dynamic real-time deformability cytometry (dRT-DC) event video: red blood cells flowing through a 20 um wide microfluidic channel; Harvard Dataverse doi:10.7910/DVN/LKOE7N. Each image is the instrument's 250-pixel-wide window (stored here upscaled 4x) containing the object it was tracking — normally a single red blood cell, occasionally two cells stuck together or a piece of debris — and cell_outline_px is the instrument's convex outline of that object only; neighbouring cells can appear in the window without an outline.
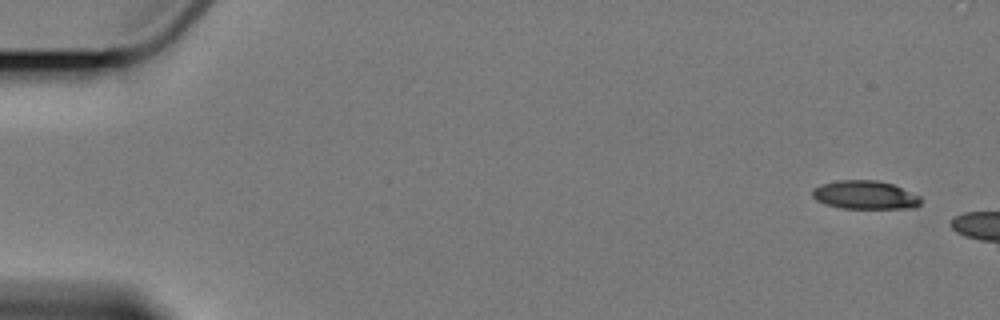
{"species": "Egyptian fruit bat (a non-hibernating species)", "species_latin": "Rousettus aegyptiacus", "temperature_condition": "cold", "stored_images_in_passage": 4, "camera_frame_rate_fps": 3000, "um_per_image_px": 0.085, "animal": {"sex": "female"}, "frame": {"image": 1, "passage_image": 1, "time_ms": 0.0, "image_size_px": [1000, 320], "cell_outline_px": [[920, 204], [916, 208], [840, 208], [824, 204], [816, 200], [812, 196], [812, 188], [820, 184], [836, 180], [876, 180], [892, 184], [920, 196]], "centroid_in_image_um": [73.48, 16.57], "position_along_channel_um": 11.5, "area_um2": 18.09}}